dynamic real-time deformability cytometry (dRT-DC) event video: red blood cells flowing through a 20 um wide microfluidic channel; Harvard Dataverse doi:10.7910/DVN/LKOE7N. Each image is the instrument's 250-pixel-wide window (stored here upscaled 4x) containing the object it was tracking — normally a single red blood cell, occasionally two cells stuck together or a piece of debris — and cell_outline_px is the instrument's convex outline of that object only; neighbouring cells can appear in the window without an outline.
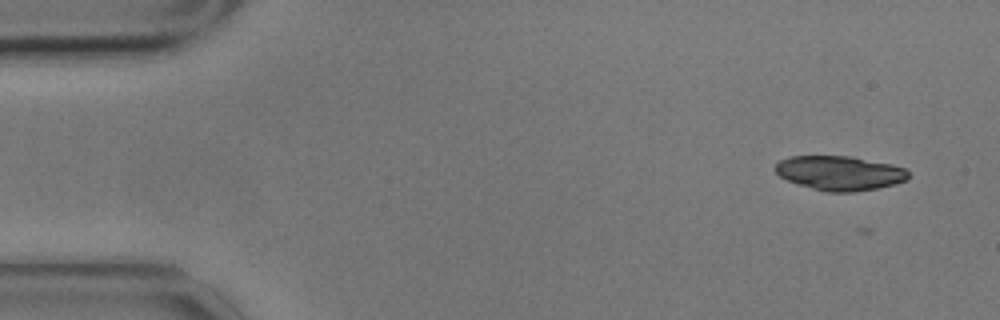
{"species": "common noctule bat (a hibernating species)", "species_latin": "Nyctalus noctula", "temperature_condition": "cold", "stored_images_in_passage": 5, "camera_frame_rate_fps": 3000, "um_per_image_px": 0.085, "animal": {"sex": "male", "body_mass_g": 17.9}, "frame": {"image": 1, "passage_image": 1, "time_ms": 0.0, "image_size_px": [1000, 320], "cell_outline_px": [[908, 180], [896, 184], [876, 188], [852, 192], [828, 192], [812, 188], [788, 180], [780, 176], [776, 172], [776, 164], [780, 160], [792, 156], [852, 156], [892, 164], [904, 168], [908, 172]], "centroid_in_image_um": [71.41, 14.7], "position_along_channel_um": 13.6, "area_um2": 26.53}}